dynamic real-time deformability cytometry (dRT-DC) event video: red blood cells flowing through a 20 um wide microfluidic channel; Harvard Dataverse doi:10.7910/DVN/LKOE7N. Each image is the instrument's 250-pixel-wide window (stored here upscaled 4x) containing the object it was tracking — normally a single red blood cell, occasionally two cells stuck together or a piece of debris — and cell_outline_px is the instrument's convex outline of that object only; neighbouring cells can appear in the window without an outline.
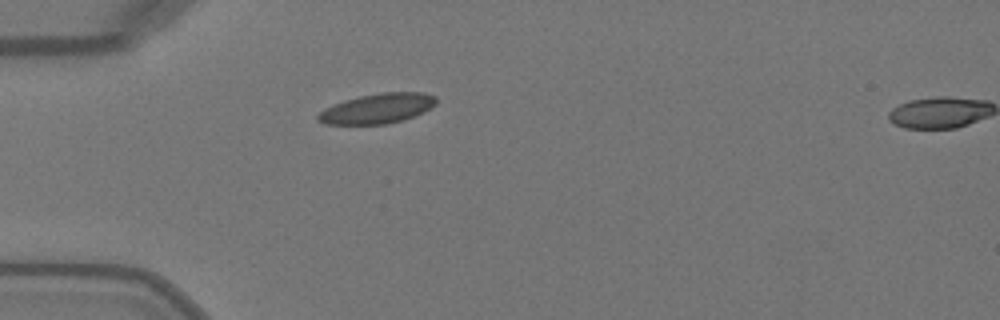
{"species": "Egyptian fruit bat (a non-hibernating species)", "species_latin": "Rousettus aegyptiacus", "temperature_condition": "warm", "stored_images_in_passage": 33, "camera_frame_rate_fps": 3000, "um_per_image_px": 0.085, "animal": {"sex": "female"}, "frame": {"image": 1, "passage_image": 1, "time_ms": 0.0, "image_size_px": [1000, 320], "cell_outline_px": [[436, 104], [432, 108], [404, 120], [384, 124], [324, 124], [316, 120], [316, 116], [324, 108], [332, 104], [344, 100], [360, 96], [380, 92], [424, 92], [436, 96]], "centroid_in_image_um": [32.07, 9.22], "position_along_channel_um": 52.9, "area_um2": 20.81}}
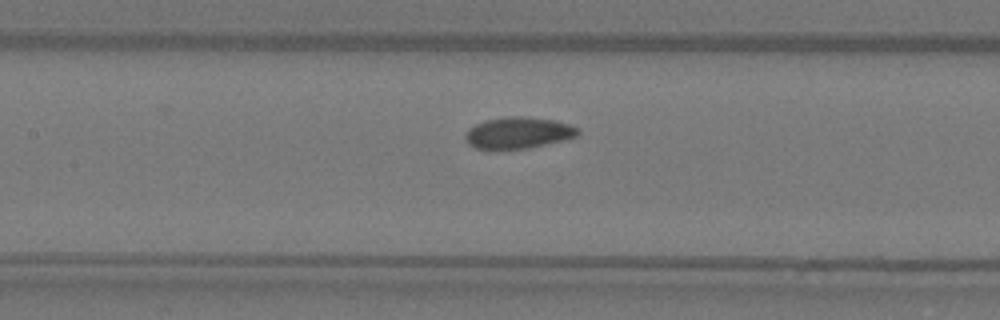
{"frame": {"image": 2, "passage_image": 10, "time_ms": 3.0, "image_size_px": [1000, 320], "cell_outline_px": [[580, 132], [576, 136], [564, 140], [528, 148], [476, 148], [468, 144], [464, 136], [468, 128], [484, 120], [508, 116], [528, 116], [556, 120], [568, 124], [576, 128]], "centroid_in_image_um": [44.04, 11.26], "position_along_channel_um": 163.4, "area_um2": 20.52}}
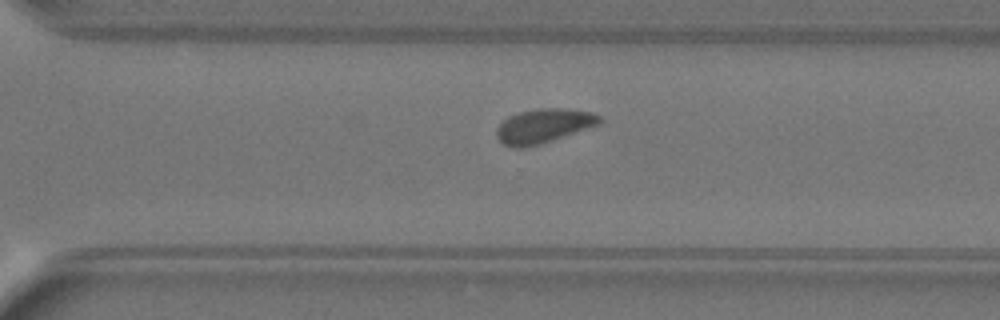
{"frame": {"image": 3, "passage_image": 22, "time_ms": 7.0, "image_size_px": [1000, 320], "cell_outline_px": [[604, 124], [528, 148], [512, 148], [504, 144], [496, 136], [496, 128], [508, 116], [520, 112], [540, 108], [568, 108], [592, 112], [600, 116], [604, 120]], "centroid_in_image_um": [46.27, 10.71], "position_along_channel_um": 324.3, "area_um2": 21.04}, "authors_computed_cell_mechanics": {"area_um2": 20.6924, "velocity_mm_per_s": 4.0294, "shape_relaxation_time_tau1_ms": 3.6254, "shape_relaxation_time_tau2_ms": 4.9022, "deformation_change_tau1": 0.0907, "deformation_change_tau2": 0.0706}}